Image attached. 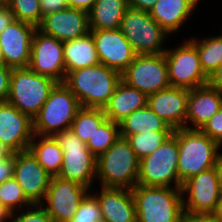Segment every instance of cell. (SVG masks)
<instances>
[{
	"instance_id": "cell-41",
	"label": "cell",
	"mask_w": 222,
	"mask_h": 222,
	"mask_svg": "<svg viewBox=\"0 0 222 222\" xmlns=\"http://www.w3.org/2000/svg\"><path fill=\"white\" fill-rule=\"evenodd\" d=\"M180 222H217L212 214L183 211Z\"/></svg>"
},
{
	"instance_id": "cell-34",
	"label": "cell",
	"mask_w": 222,
	"mask_h": 222,
	"mask_svg": "<svg viewBox=\"0 0 222 222\" xmlns=\"http://www.w3.org/2000/svg\"><path fill=\"white\" fill-rule=\"evenodd\" d=\"M7 6L14 14L15 20L26 22L36 27L42 22L39 0H7Z\"/></svg>"
},
{
	"instance_id": "cell-10",
	"label": "cell",
	"mask_w": 222,
	"mask_h": 222,
	"mask_svg": "<svg viewBox=\"0 0 222 222\" xmlns=\"http://www.w3.org/2000/svg\"><path fill=\"white\" fill-rule=\"evenodd\" d=\"M180 44L164 52L170 85L190 90L208 84L209 78L201 68L197 47L189 39Z\"/></svg>"
},
{
	"instance_id": "cell-29",
	"label": "cell",
	"mask_w": 222,
	"mask_h": 222,
	"mask_svg": "<svg viewBox=\"0 0 222 222\" xmlns=\"http://www.w3.org/2000/svg\"><path fill=\"white\" fill-rule=\"evenodd\" d=\"M188 39L197 47L200 65L209 78L222 64V34L209 35L199 39L190 36Z\"/></svg>"
},
{
	"instance_id": "cell-19",
	"label": "cell",
	"mask_w": 222,
	"mask_h": 222,
	"mask_svg": "<svg viewBox=\"0 0 222 222\" xmlns=\"http://www.w3.org/2000/svg\"><path fill=\"white\" fill-rule=\"evenodd\" d=\"M37 29L61 42L73 40L90 32L89 13L75 8L57 11L43 16Z\"/></svg>"
},
{
	"instance_id": "cell-21",
	"label": "cell",
	"mask_w": 222,
	"mask_h": 222,
	"mask_svg": "<svg viewBox=\"0 0 222 222\" xmlns=\"http://www.w3.org/2000/svg\"><path fill=\"white\" fill-rule=\"evenodd\" d=\"M91 190L97 198L102 220L107 222H136L135 202L131 190L123 188L98 187Z\"/></svg>"
},
{
	"instance_id": "cell-38",
	"label": "cell",
	"mask_w": 222,
	"mask_h": 222,
	"mask_svg": "<svg viewBox=\"0 0 222 222\" xmlns=\"http://www.w3.org/2000/svg\"><path fill=\"white\" fill-rule=\"evenodd\" d=\"M15 153L0 159V184L14 177Z\"/></svg>"
},
{
	"instance_id": "cell-12",
	"label": "cell",
	"mask_w": 222,
	"mask_h": 222,
	"mask_svg": "<svg viewBox=\"0 0 222 222\" xmlns=\"http://www.w3.org/2000/svg\"><path fill=\"white\" fill-rule=\"evenodd\" d=\"M90 191L91 189L79 183L52 177L46 196L40 205L53 222H68Z\"/></svg>"
},
{
	"instance_id": "cell-37",
	"label": "cell",
	"mask_w": 222,
	"mask_h": 222,
	"mask_svg": "<svg viewBox=\"0 0 222 222\" xmlns=\"http://www.w3.org/2000/svg\"><path fill=\"white\" fill-rule=\"evenodd\" d=\"M200 130L222 146V106Z\"/></svg>"
},
{
	"instance_id": "cell-5",
	"label": "cell",
	"mask_w": 222,
	"mask_h": 222,
	"mask_svg": "<svg viewBox=\"0 0 222 222\" xmlns=\"http://www.w3.org/2000/svg\"><path fill=\"white\" fill-rule=\"evenodd\" d=\"M76 96L64 83H57L33 118V132L38 136H54L58 132L71 129L72 122L81 109Z\"/></svg>"
},
{
	"instance_id": "cell-9",
	"label": "cell",
	"mask_w": 222,
	"mask_h": 222,
	"mask_svg": "<svg viewBox=\"0 0 222 222\" xmlns=\"http://www.w3.org/2000/svg\"><path fill=\"white\" fill-rule=\"evenodd\" d=\"M120 31L137 55L164 53L171 37L148 11L129 7L121 20Z\"/></svg>"
},
{
	"instance_id": "cell-33",
	"label": "cell",
	"mask_w": 222,
	"mask_h": 222,
	"mask_svg": "<svg viewBox=\"0 0 222 222\" xmlns=\"http://www.w3.org/2000/svg\"><path fill=\"white\" fill-rule=\"evenodd\" d=\"M0 203L12 213L33 205L14 177L0 184Z\"/></svg>"
},
{
	"instance_id": "cell-32",
	"label": "cell",
	"mask_w": 222,
	"mask_h": 222,
	"mask_svg": "<svg viewBox=\"0 0 222 222\" xmlns=\"http://www.w3.org/2000/svg\"><path fill=\"white\" fill-rule=\"evenodd\" d=\"M120 137V125L106 119L89 138L86 145L92 154L98 157L112 146Z\"/></svg>"
},
{
	"instance_id": "cell-3",
	"label": "cell",
	"mask_w": 222,
	"mask_h": 222,
	"mask_svg": "<svg viewBox=\"0 0 222 222\" xmlns=\"http://www.w3.org/2000/svg\"><path fill=\"white\" fill-rule=\"evenodd\" d=\"M179 146L178 177L184 183L190 177L215 166L221 154V145L200 129H177Z\"/></svg>"
},
{
	"instance_id": "cell-39",
	"label": "cell",
	"mask_w": 222,
	"mask_h": 222,
	"mask_svg": "<svg viewBox=\"0 0 222 222\" xmlns=\"http://www.w3.org/2000/svg\"><path fill=\"white\" fill-rule=\"evenodd\" d=\"M12 68L0 64V103L6 102L9 94L10 76Z\"/></svg>"
},
{
	"instance_id": "cell-26",
	"label": "cell",
	"mask_w": 222,
	"mask_h": 222,
	"mask_svg": "<svg viewBox=\"0 0 222 222\" xmlns=\"http://www.w3.org/2000/svg\"><path fill=\"white\" fill-rule=\"evenodd\" d=\"M128 0H96L89 13L90 30L119 29Z\"/></svg>"
},
{
	"instance_id": "cell-31",
	"label": "cell",
	"mask_w": 222,
	"mask_h": 222,
	"mask_svg": "<svg viewBox=\"0 0 222 222\" xmlns=\"http://www.w3.org/2000/svg\"><path fill=\"white\" fill-rule=\"evenodd\" d=\"M173 133V131H148L128 136L131 148L139 160L149 156Z\"/></svg>"
},
{
	"instance_id": "cell-8",
	"label": "cell",
	"mask_w": 222,
	"mask_h": 222,
	"mask_svg": "<svg viewBox=\"0 0 222 222\" xmlns=\"http://www.w3.org/2000/svg\"><path fill=\"white\" fill-rule=\"evenodd\" d=\"M178 157L179 146L175 129L159 148L140 160L137 184L181 188L177 169Z\"/></svg>"
},
{
	"instance_id": "cell-28",
	"label": "cell",
	"mask_w": 222,
	"mask_h": 222,
	"mask_svg": "<svg viewBox=\"0 0 222 222\" xmlns=\"http://www.w3.org/2000/svg\"><path fill=\"white\" fill-rule=\"evenodd\" d=\"M119 125L120 136L123 138L148 131H174L163 119L154 113L148 105L132 112L122 120Z\"/></svg>"
},
{
	"instance_id": "cell-44",
	"label": "cell",
	"mask_w": 222,
	"mask_h": 222,
	"mask_svg": "<svg viewBox=\"0 0 222 222\" xmlns=\"http://www.w3.org/2000/svg\"><path fill=\"white\" fill-rule=\"evenodd\" d=\"M156 2L157 0H128L129 7L144 11H149Z\"/></svg>"
},
{
	"instance_id": "cell-2",
	"label": "cell",
	"mask_w": 222,
	"mask_h": 222,
	"mask_svg": "<svg viewBox=\"0 0 222 222\" xmlns=\"http://www.w3.org/2000/svg\"><path fill=\"white\" fill-rule=\"evenodd\" d=\"M139 164L140 160L129 141L120 136L97 157L98 186L132 190L137 185Z\"/></svg>"
},
{
	"instance_id": "cell-25",
	"label": "cell",
	"mask_w": 222,
	"mask_h": 222,
	"mask_svg": "<svg viewBox=\"0 0 222 222\" xmlns=\"http://www.w3.org/2000/svg\"><path fill=\"white\" fill-rule=\"evenodd\" d=\"M63 57L68 72L99 64L95 40L91 32L63 42Z\"/></svg>"
},
{
	"instance_id": "cell-49",
	"label": "cell",
	"mask_w": 222,
	"mask_h": 222,
	"mask_svg": "<svg viewBox=\"0 0 222 222\" xmlns=\"http://www.w3.org/2000/svg\"><path fill=\"white\" fill-rule=\"evenodd\" d=\"M11 153L12 151L0 141V159L9 156Z\"/></svg>"
},
{
	"instance_id": "cell-43",
	"label": "cell",
	"mask_w": 222,
	"mask_h": 222,
	"mask_svg": "<svg viewBox=\"0 0 222 222\" xmlns=\"http://www.w3.org/2000/svg\"><path fill=\"white\" fill-rule=\"evenodd\" d=\"M96 0H67L69 8L81 9L89 12Z\"/></svg>"
},
{
	"instance_id": "cell-51",
	"label": "cell",
	"mask_w": 222,
	"mask_h": 222,
	"mask_svg": "<svg viewBox=\"0 0 222 222\" xmlns=\"http://www.w3.org/2000/svg\"><path fill=\"white\" fill-rule=\"evenodd\" d=\"M0 64H4V60H3V57H2L1 49H0Z\"/></svg>"
},
{
	"instance_id": "cell-18",
	"label": "cell",
	"mask_w": 222,
	"mask_h": 222,
	"mask_svg": "<svg viewBox=\"0 0 222 222\" xmlns=\"http://www.w3.org/2000/svg\"><path fill=\"white\" fill-rule=\"evenodd\" d=\"M33 119L8 102L0 103V141L12 152L29 149Z\"/></svg>"
},
{
	"instance_id": "cell-13",
	"label": "cell",
	"mask_w": 222,
	"mask_h": 222,
	"mask_svg": "<svg viewBox=\"0 0 222 222\" xmlns=\"http://www.w3.org/2000/svg\"><path fill=\"white\" fill-rule=\"evenodd\" d=\"M28 67L37 74L63 83L66 76L63 42L37 29L32 40Z\"/></svg>"
},
{
	"instance_id": "cell-14",
	"label": "cell",
	"mask_w": 222,
	"mask_h": 222,
	"mask_svg": "<svg viewBox=\"0 0 222 222\" xmlns=\"http://www.w3.org/2000/svg\"><path fill=\"white\" fill-rule=\"evenodd\" d=\"M181 191L184 211L211 214L221 196L215 168L187 179L182 183Z\"/></svg>"
},
{
	"instance_id": "cell-1",
	"label": "cell",
	"mask_w": 222,
	"mask_h": 222,
	"mask_svg": "<svg viewBox=\"0 0 222 222\" xmlns=\"http://www.w3.org/2000/svg\"><path fill=\"white\" fill-rule=\"evenodd\" d=\"M120 81V72L99 63L68 72L63 83L76 96L81 107L103 109Z\"/></svg>"
},
{
	"instance_id": "cell-20",
	"label": "cell",
	"mask_w": 222,
	"mask_h": 222,
	"mask_svg": "<svg viewBox=\"0 0 222 222\" xmlns=\"http://www.w3.org/2000/svg\"><path fill=\"white\" fill-rule=\"evenodd\" d=\"M189 89L168 87L148 96L147 105L173 130L185 128Z\"/></svg>"
},
{
	"instance_id": "cell-40",
	"label": "cell",
	"mask_w": 222,
	"mask_h": 222,
	"mask_svg": "<svg viewBox=\"0 0 222 222\" xmlns=\"http://www.w3.org/2000/svg\"><path fill=\"white\" fill-rule=\"evenodd\" d=\"M42 18L45 15L69 8L67 0H39Z\"/></svg>"
},
{
	"instance_id": "cell-6",
	"label": "cell",
	"mask_w": 222,
	"mask_h": 222,
	"mask_svg": "<svg viewBox=\"0 0 222 222\" xmlns=\"http://www.w3.org/2000/svg\"><path fill=\"white\" fill-rule=\"evenodd\" d=\"M56 84L55 80L37 74L29 67L12 68L6 102L33 119Z\"/></svg>"
},
{
	"instance_id": "cell-42",
	"label": "cell",
	"mask_w": 222,
	"mask_h": 222,
	"mask_svg": "<svg viewBox=\"0 0 222 222\" xmlns=\"http://www.w3.org/2000/svg\"><path fill=\"white\" fill-rule=\"evenodd\" d=\"M15 20L14 14L8 6L0 9V33L7 28Z\"/></svg>"
},
{
	"instance_id": "cell-22",
	"label": "cell",
	"mask_w": 222,
	"mask_h": 222,
	"mask_svg": "<svg viewBox=\"0 0 222 222\" xmlns=\"http://www.w3.org/2000/svg\"><path fill=\"white\" fill-rule=\"evenodd\" d=\"M221 106L222 93L209 83L190 89L185 128L201 129Z\"/></svg>"
},
{
	"instance_id": "cell-27",
	"label": "cell",
	"mask_w": 222,
	"mask_h": 222,
	"mask_svg": "<svg viewBox=\"0 0 222 222\" xmlns=\"http://www.w3.org/2000/svg\"><path fill=\"white\" fill-rule=\"evenodd\" d=\"M29 150L52 177L58 176L63 163V151L53 136L34 135Z\"/></svg>"
},
{
	"instance_id": "cell-48",
	"label": "cell",
	"mask_w": 222,
	"mask_h": 222,
	"mask_svg": "<svg viewBox=\"0 0 222 222\" xmlns=\"http://www.w3.org/2000/svg\"><path fill=\"white\" fill-rule=\"evenodd\" d=\"M12 212L0 203V221H11Z\"/></svg>"
},
{
	"instance_id": "cell-17",
	"label": "cell",
	"mask_w": 222,
	"mask_h": 222,
	"mask_svg": "<svg viewBox=\"0 0 222 222\" xmlns=\"http://www.w3.org/2000/svg\"><path fill=\"white\" fill-rule=\"evenodd\" d=\"M99 62L122 73L137 55L120 29L90 30Z\"/></svg>"
},
{
	"instance_id": "cell-35",
	"label": "cell",
	"mask_w": 222,
	"mask_h": 222,
	"mask_svg": "<svg viewBox=\"0 0 222 222\" xmlns=\"http://www.w3.org/2000/svg\"><path fill=\"white\" fill-rule=\"evenodd\" d=\"M102 212L97 198L89 192L82 200L77 212L68 222H100Z\"/></svg>"
},
{
	"instance_id": "cell-11",
	"label": "cell",
	"mask_w": 222,
	"mask_h": 222,
	"mask_svg": "<svg viewBox=\"0 0 222 222\" xmlns=\"http://www.w3.org/2000/svg\"><path fill=\"white\" fill-rule=\"evenodd\" d=\"M121 80L147 96L170 87L165 54L136 55Z\"/></svg>"
},
{
	"instance_id": "cell-30",
	"label": "cell",
	"mask_w": 222,
	"mask_h": 222,
	"mask_svg": "<svg viewBox=\"0 0 222 222\" xmlns=\"http://www.w3.org/2000/svg\"><path fill=\"white\" fill-rule=\"evenodd\" d=\"M107 119L102 108H84L82 107L76 114L71 130L84 143L92 138L96 129Z\"/></svg>"
},
{
	"instance_id": "cell-4",
	"label": "cell",
	"mask_w": 222,
	"mask_h": 222,
	"mask_svg": "<svg viewBox=\"0 0 222 222\" xmlns=\"http://www.w3.org/2000/svg\"><path fill=\"white\" fill-rule=\"evenodd\" d=\"M131 192L136 222H180L184 211L181 188L137 184Z\"/></svg>"
},
{
	"instance_id": "cell-47",
	"label": "cell",
	"mask_w": 222,
	"mask_h": 222,
	"mask_svg": "<svg viewBox=\"0 0 222 222\" xmlns=\"http://www.w3.org/2000/svg\"><path fill=\"white\" fill-rule=\"evenodd\" d=\"M217 222H222V194L216 203L214 211L211 213Z\"/></svg>"
},
{
	"instance_id": "cell-46",
	"label": "cell",
	"mask_w": 222,
	"mask_h": 222,
	"mask_svg": "<svg viewBox=\"0 0 222 222\" xmlns=\"http://www.w3.org/2000/svg\"><path fill=\"white\" fill-rule=\"evenodd\" d=\"M215 172H216V176H217V182H218V186H219V190L222 194V152L219 155L217 162L215 163Z\"/></svg>"
},
{
	"instance_id": "cell-16",
	"label": "cell",
	"mask_w": 222,
	"mask_h": 222,
	"mask_svg": "<svg viewBox=\"0 0 222 222\" xmlns=\"http://www.w3.org/2000/svg\"><path fill=\"white\" fill-rule=\"evenodd\" d=\"M37 27L14 20L0 33V49L4 65L11 68L28 67L32 40Z\"/></svg>"
},
{
	"instance_id": "cell-50",
	"label": "cell",
	"mask_w": 222,
	"mask_h": 222,
	"mask_svg": "<svg viewBox=\"0 0 222 222\" xmlns=\"http://www.w3.org/2000/svg\"><path fill=\"white\" fill-rule=\"evenodd\" d=\"M7 6V0H0V9L4 8Z\"/></svg>"
},
{
	"instance_id": "cell-23",
	"label": "cell",
	"mask_w": 222,
	"mask_h": 222,
	"mask_svg": "<svg viewBox=\"0 0 222 222\" xmlns=\"http://www.w3.org/2000/svg\"><path fill=\"white\" fill-rule=\"evenodd\" d=\"M200 0H157L148 11L150 16L169 34H176L191 19ZM202 1V0H201Z\"/></svg>"
},
{
	"instance_id": "cell-45",
	"label": "cell",
	"mask_w": 222,
	"mask_h": 222,
	"mask_svg": "<svg viewBox=\"0 0 222 222\" xmlns=\"http://www.w3.org/2000/svg\"><path fill=\"white\" fill-rule=\"evenodd\" d=\"M208 83L222 93V64L209 77Z\"/></svg>"
},
{
	"instance_id": "cell-36",
	"label": "cell",
	"mask_w": 222,
	"mask_h": 222,
	"mask_svg": "<svg viewBox=\"0 0 222 222\" xmlns=\"http://www.w3.org/2000/svg\"><path fill=\"white\" fill-rule=\"evenodd\" d=\"M10 222H53L52 218L40 204L12 213Z\"/></svg>"
},
{
	"instance_id": "cell-24",
	"label": "cell",
	"mask_w": 222,
	"mask_h": 222,
	"mask_svg": "<svg viewBox=\"0 0 222 222\" xmlns=\"http://www.w3.org/2000/svg\"><path fill=\"white\" fill-rule=\"evenodd\" d=\"M147 103L148 96L145 93L121 80L103 110L107 119L119 124L135 110L146 107Z\"/></svg>"
},
{
	"instance_id": "cell-15",
	"label": "cell",
	"mask_w": 222,
	"mask_h": 222,
	"mask_svg": "<svg viewBox=\"0 0 222 222\" xmlns=\"http://www.w3.org/2000/svg\"><path fill=\"white\" fill-rule=\"evenodd\" d=\"M51 178L29 149L15 153L14 179L32 204L43 202Z\"/></svg>"
},
{
	"instance_id": "cell-7",
	"label": "cell",
	"mask_w": 222,
	"mask_h": 222,
	"mask_svg": "<svg viewBox=\"0 0 222 222\" xmlns=\"http://www.w3.org/2000/svg\"><path fill=\"white\" fill-rule=\"evenodd\" d=\"M53 137L63 151V163L57 177L92 190L96 180L97 157L71 129L58 132Z\"/></svg>"
}]
</instances>
